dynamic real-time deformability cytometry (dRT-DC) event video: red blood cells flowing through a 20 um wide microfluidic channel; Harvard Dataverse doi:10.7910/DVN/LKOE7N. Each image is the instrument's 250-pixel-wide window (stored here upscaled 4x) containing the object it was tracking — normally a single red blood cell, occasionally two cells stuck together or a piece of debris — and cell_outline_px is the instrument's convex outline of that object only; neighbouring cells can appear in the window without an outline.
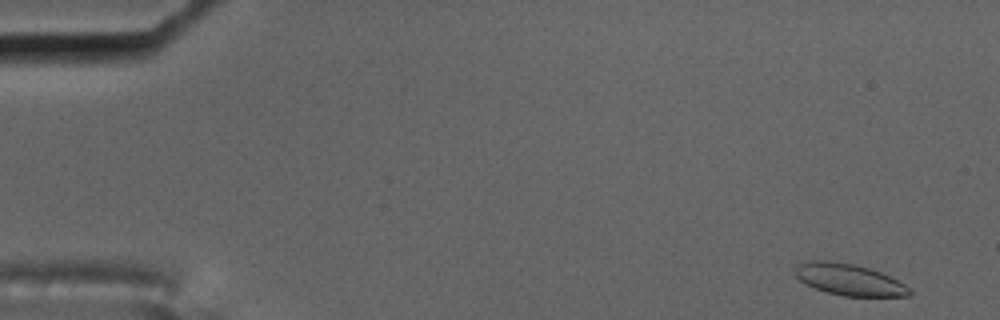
{"species": "common noctule bat (a hibernating species)", "species_latin": "Nyctalus noctula", "temperature_condition": "cold", "stored_images_in_passage": 57, "camera_frame_rate_fps": 3000, "um_per_image_px": 0.085, "animal": {"sex": "male", "body_mass_g": 17.5, "forearm_length_mm": 52.3}, "frame": {"image": 1, "passage_image": 2, "time_ms": 0.333, "image_size_px": [1000, 320], "cell_outline_px": [[912, 292], [908, 296], [844, 296], [828, 292], [816, 288], [800, 280], [796, 276], [796, 264], [812, 260], [824, 260], [852, 264], [868, 268], [880, 272], [904, 284]], "centroid_in_image_um": [72.16, 23.76], "position_along_channel_um": 12.8, "area_um2": 20.52}}
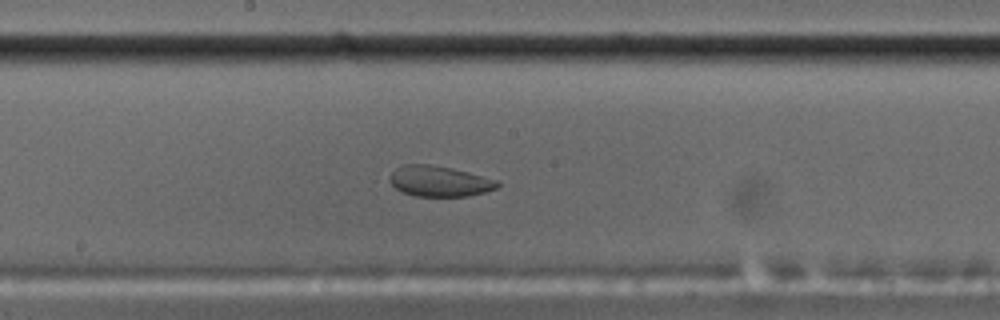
{"frame": {"image": 2, "passage_image": 30, "time_ms": 9.667, "image_size_px": [1000, 320], "cell_outline_px": [[500, 184], [496, 188], [484, 192], [468, 196], [416, 196], [400, 192], [388, 180], [388, 176], [396, 168], [404, 164], [428, 164], [452, 168], [500, 180]], "centroid_in_image_um": [37.33, 15.4], "position_along_channel_um": 210.9, "area_um2": 19.36}}
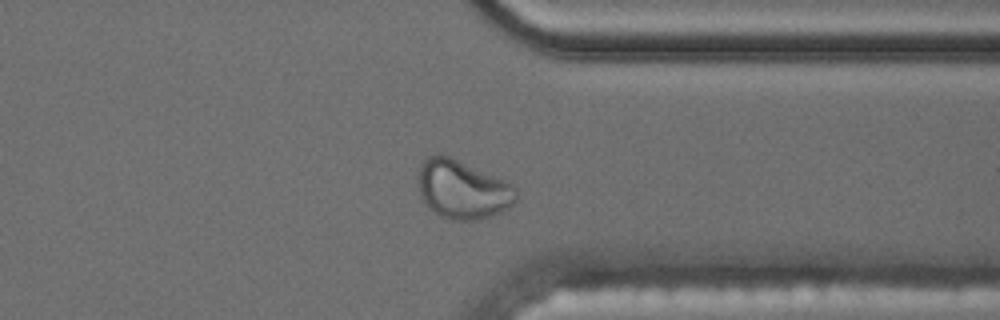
{"frame": {"image": 3, "passage_image": 44, "time_ms": 14.333, "image_size_px": [1000, 320], "cell_outline_px": [[516, 200], [508, 208], [500, 212], [476, 220], [452, 220], [440, 216], [428, 208], [424, 204], [420, 196], [416, 180], [416, 176], [420, 164], [428, 156], [436, 152], [440, 152], [496, 176], [512, 184], [516, 188]], "centroid_in_image_um": [39.24, 16.08], "position_along_channel_um": 372.2, "area_um2": 33.99}}